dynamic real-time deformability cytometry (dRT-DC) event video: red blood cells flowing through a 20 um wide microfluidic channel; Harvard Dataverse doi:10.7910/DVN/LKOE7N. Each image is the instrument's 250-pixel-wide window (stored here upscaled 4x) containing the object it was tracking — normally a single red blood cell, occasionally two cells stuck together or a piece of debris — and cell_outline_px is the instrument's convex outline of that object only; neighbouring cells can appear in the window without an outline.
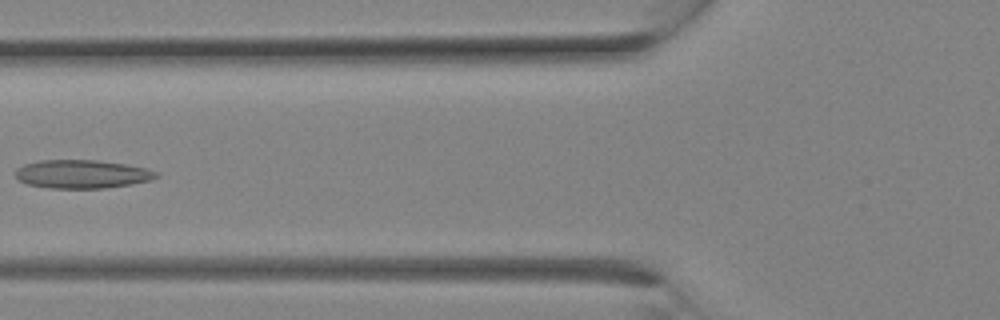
{"species": "Egyptian fruit bat (a non-hibernating species)", "species_latin": "Rousettus aegyptiacus", "temperature_condition": "room temperature", "stored_images_in_passage": 16, "camera_frame_rate_fps": 3000, "um_per_image_px": 0.085, "animal": {"sex": "female"}, "frame": {"image": 1, "passage_image": 10, "time_ms": 3.0, "image_size_px": [1000, 320], "cell_outline_px": [[160, 176], [152, 180], [132, 184], [104, 188], [48, 188], [28, 184], [16, 180], [16, 168], [24, 164], [40, 160], [96, 160], [124, 164], [144, 168], [160, 172]], "centroid_in_image_um": [6.97, 14.8], "position_along_channel_um": 118.8, "area_um2": 23.47}}
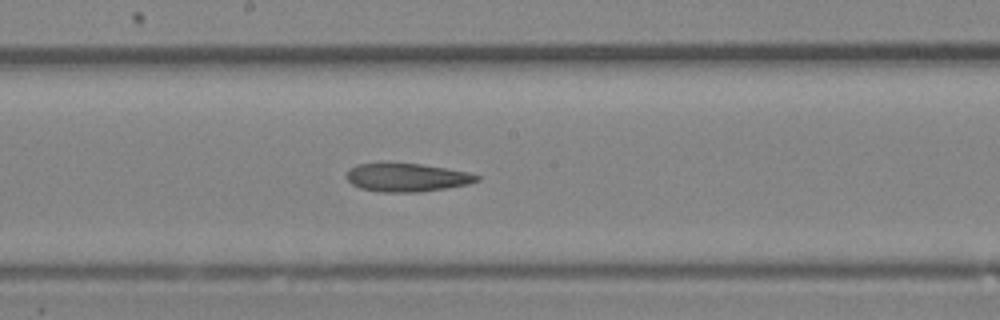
{"frame": {"image": 2, "passage_image": 14, "time_ms": 4.333, "image_size_px": [1000, 320], "cell_outline_px": [[480, 180], [468, 184], [420, 192], [380, 192], [360, 188], [352, 184], [344, 176], [356, 164], [420, 164], [468, 172], [480, 176]], "centroid_in_image_um": [34.58, 15.1], "position_along_channel_um": 213.6, "area_um2": 21.15}}
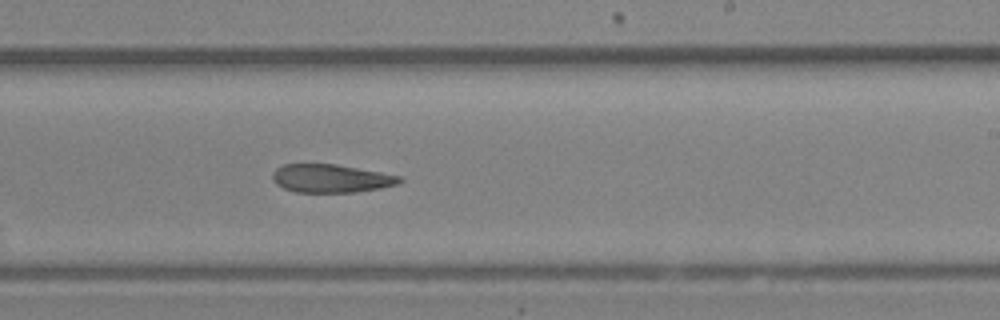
{"frame": {"image": 3, "passage_image": 16, "time_ms": 5.0, "image_size_px": [1000, 320], "cell_outline_px": [[404, 180], [396, 184], [380, 188], [356, 192], [296, 192], [284, 188], [276, 184], [272, 180], [272, 172], [276, 168], [284, 164], [336, 164], [380, 172], [400, 176]], "centroid_in_image_um": [28.1, 15.16], "position_along_channel_um": 260.9, "area_um2": 20.87}}